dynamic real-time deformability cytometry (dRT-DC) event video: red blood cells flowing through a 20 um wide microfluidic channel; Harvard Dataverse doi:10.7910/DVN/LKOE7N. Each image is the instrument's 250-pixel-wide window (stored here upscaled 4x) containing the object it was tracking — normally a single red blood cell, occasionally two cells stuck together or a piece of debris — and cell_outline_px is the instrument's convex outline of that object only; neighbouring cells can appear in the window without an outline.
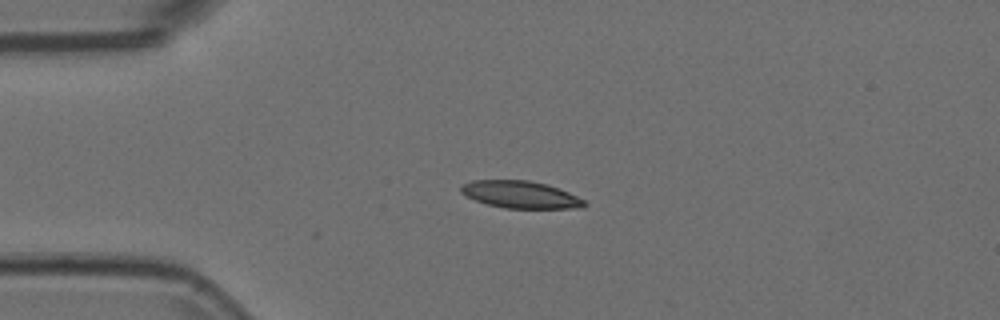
{"species": "Egyptian fruit bat (a non-hibernating species)", "species_latin": "Rousettus aegyptiacus", "temperature_condition": "room temperature", "stored_images_in_passage": 7, "camera_frame_rate_fps": 3000, "um_per_image_px": 0.085, "animal": {"sex": "female"}, "frame": {"image": 1, "passage_image": 1, "time_ms": 0.0, "image_size_px": [1000, 320], "cell_outline_px": [[588, 204], [584, 208], [504, 208], [488, 204], [476, 200], [460, 192], [460, 184], [472, 180], [528, 180], [548, 184], [568, 192], [584, 200]], "centroid_in_image_um": [44.24, 16.53], "position_along_channel_um": 40.8, "area_um2": 19.59}}
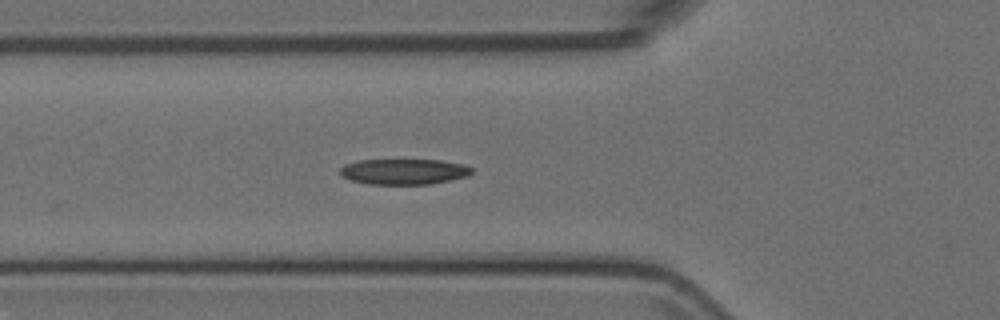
{"frame": {"image": 2, "passage_image": 7, "time_ms": 2.0, "image_size_px": [1000, 320], "cell_outline_px": [[472, 172], [468, 176], [428, 184], [368, 184], [352, 180], [340, 176], [340, 168], [344, 164], [360, 160], [440, 160], [464, 164], [472, 168]], "centroid_in_image_um": [34.31, 14.58], "position_along_channel_um": 91.5, "area_um2": 19.59}}